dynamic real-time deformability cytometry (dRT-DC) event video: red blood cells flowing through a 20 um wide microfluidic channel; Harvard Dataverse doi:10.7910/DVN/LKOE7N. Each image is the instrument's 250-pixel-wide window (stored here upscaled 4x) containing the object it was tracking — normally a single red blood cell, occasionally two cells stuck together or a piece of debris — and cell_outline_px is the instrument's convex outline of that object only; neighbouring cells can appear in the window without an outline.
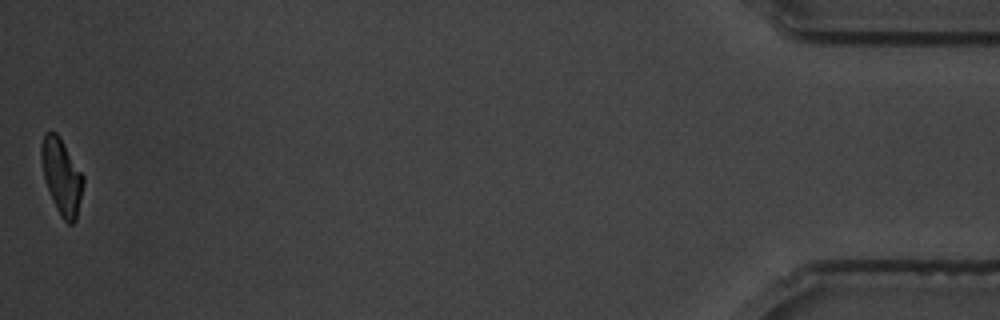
{"species": "common noctule bat (a hibernating species)", "species_latin": "Nyctalus noctula", "temperature_condition": "warm", "stored_images_in_passage": 60, "camera_frame_rate_fps": 3000, "um_per_image_px": 0.085, "animal": {"sex": "male", "body_mass_g": 19.5, "forearm_length_mm": 54.6}, "frame": {"image": 1, "passage_image": 60, "time_ms": 19.667, "image_size_px": [1000, 320], "cell_outline_px": [[84, 184], [76, 220], [72, 224], [68, 224], [60, 216], [48, 188], [44, 176], [40, 160], [40, 144], [44, 132], [56, 132], [60, 136], [84, 176]], "centroid_in_image_um": [5.24, 14.96], "position_along_channel_um": 430.0, "area_um2": 18.55}, "authors_computed_cell_mechanics": {"area_um2": 19.1896, "velocity_mm_per_s": 3.4364, "shape_relaxation_time_tau1_ms": 3.0561, "shape_relaxation_time_tau2_ms": 1.8993, "deformation_change_tau1": 0.1615, "deformation_change_tau2": 0.0778}}